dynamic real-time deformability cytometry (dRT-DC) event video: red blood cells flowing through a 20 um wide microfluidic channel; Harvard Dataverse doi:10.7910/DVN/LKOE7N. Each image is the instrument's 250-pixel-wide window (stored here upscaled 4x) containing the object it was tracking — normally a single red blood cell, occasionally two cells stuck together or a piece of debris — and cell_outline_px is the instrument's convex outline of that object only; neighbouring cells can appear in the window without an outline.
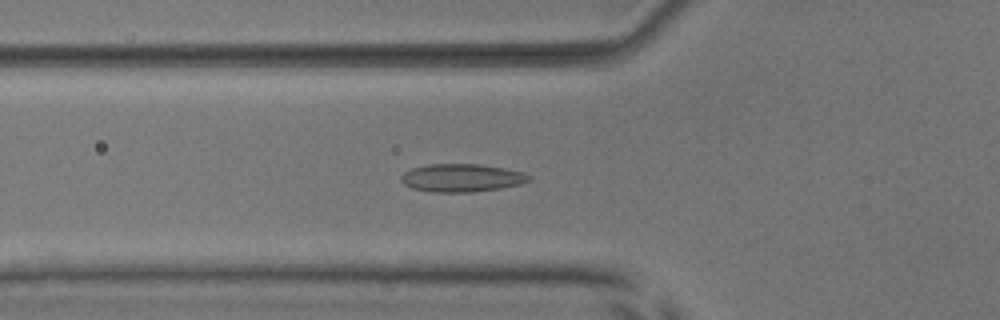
{"species": "common noctule bat (a hibernating species)", "species_latin": "Nyctalus noctula", "temperature_condition": "room temperature", "stored_images_in_passage": 53, "camera_frame_rate_fps": 3000, "um_per_image_px": 0.085, "animal": {"sex": "male", "body_mass_g": 17.9, "forearm_length_mm": 54.2}, "frame": {"image": 1, "passage_image": 19, "time_ms": 6.0, "image_size_px": [1000, 320], "cell_outline_px": [[532, 176], [528, 180], [520, 184], [500, 188], [472, 192], [432, 192], [412, 188], [404, 184], [400, 180], [400, 176], [404, 172], [412, 168], [428, 164], [480, 164], [504, 168], [524, 172]], "centroid_in_image_um": [39.22, 15.11], "position_along_channel_um": 86.6, "area_um2": 20.87}}
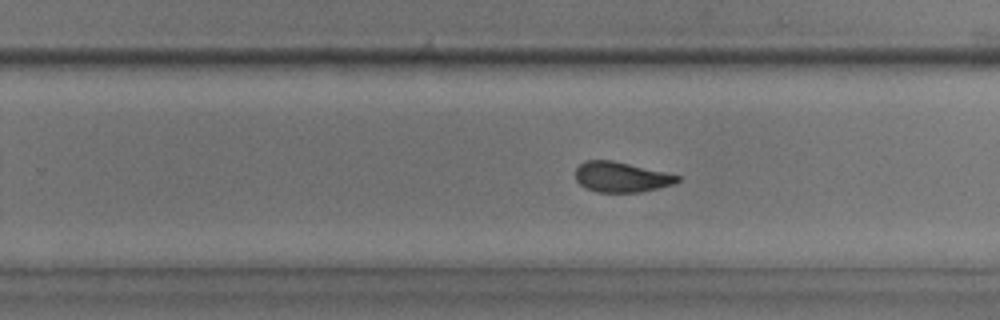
{"frame": {"image": 2, "passage_image": 34, "time_ms": 11.0, "image_size_px": [1000, 320], "cell_outline_px": [[680, 180], [672, 184], [640, 192], [596, 192], [580, 184], [576, 180], [576, 168], [584, 160], [612, 160], [664, 172], [680, 176]], "centroid_in_image_um": [52.77, 15.04], "position_along_channel_um": 277.0, "area_um2": 17.69}}
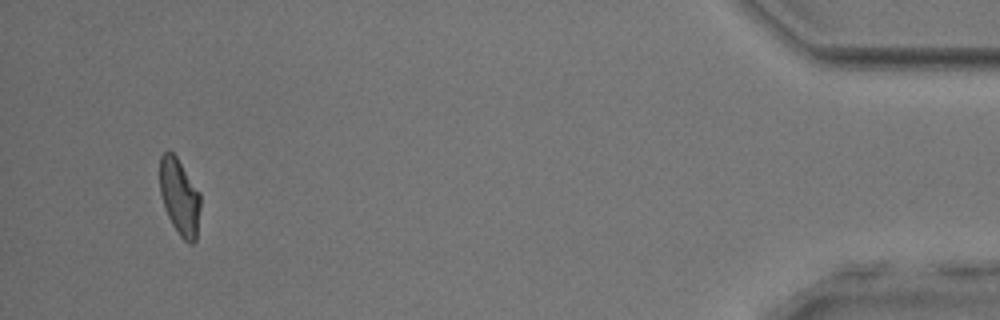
{"frame": {"image": 3, "passage_image": 51, "time_ms": 16.667, "image_size_px": [1000, 320], "cell_outline_px": [[200, 208], [196, 240], [192, 244], [188, 244], [180, 236], [172, 224], [168, 216], [160, 192], [160, 156], [164, 152], [172, 152], [176, 156], [200, 192]], "centroid_in_image_um": [15.28, 16.75], "position_along_channel_um": 419.9, "area_um2": 17.98}, "authors_computed_cell_mechanics": {"area_um2": 18.9006, "velocity_mm_per_s": 3.8153, "shape_relaxation_time_tau1_ms": 9.4164, "shape_relaxation_time_tau2_ms": 2.1855, "deformation_change_tau1": 0.1816, "deformation_change_tau2": 0.0727}}